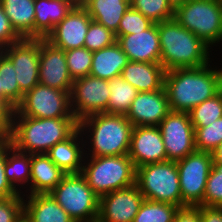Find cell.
Here are the masks:
<instances>
[{
    "instance_id": "1",
    "label": "cell",
    "mask_w": 222,
    "mask_h": 222,
    "mask_svg": "<svg viewBox=\"0 0 222 222\" xmlns=\"http://www.w3.org/2000/svg\"><path fill=\"white\" fill-rule=\"evenodd\" d=\"M217 67L209 63L197 68L166 71L164 88L170 110L189 113L195 106L218 94L222 85V67Z\"/></svg>"
},
{
    "instance_id": "2",
    "label": "cell",
    "mask_w": 222,
    "mask_h": 222,
    "mask_svg": "<svg viewBox=\"0 0 222 222\" xmlns=\"http://www.w3.org/2000/svg\"><path fill=\"white\" fill-rule=\"evenodd\" d=\"M79 128L75 117L33 118L13 112L12 128L6 139L15 149L28 154L46 153Z\"/></svg>"
},
{
    "instance_id": "3",
    "label": "cell",
    "mask_w": 222,
    "mask_h": 222,
    "mask_svg": "<svg viewBox=\"0 0 222 222\" xmlns=\"http://www.w3.org/2000/svg\"><path fill=\"white\" fill-rule=\"evenodd\" d=\"M133 127L127 117L121 114L104 112L81 119L79 129L84 138L85 156L128 154Z\"/></svg>"
},
{
    "instance_id": "4",
    "label": "cell",
    "mask_w": 222,
    "mask_h": 222,
    "mask_svg": "<svg viewBox=\"0 0 222 222\" xmlns=\"http://www.w3.org/2000/svg\"><path fill=\"white\" fill-rule=\"evenodd\" d=\"M157 27L161 46L160 63L165 71L197 68L212 62L211 48L182 27L175 18L157 23Z\"/></svg>"
},
{
    "instance_id": "5",
    "label": "cell",
    "mask_w": 222,
    "mask_h": 222,
    "mask_svg": "<svg viewBox=\"0 0 222 222\" xmlns=\"http://www.w3.org/2000/svg\"><path fill=\"white\" fill-rule=\"evenodd\" d=\"M81 174L99 197L136 183V167L128 154L85 156Z\"/></svg>"
},
{
    "instance_id": "6",
    "label": "cell",
    "mask_w": 222,
    "mask_h": 222,
    "mask_svg": "<svg viewBox=\"0 0 222 222\" xmlns=\"http://www.w3.org/2000/svg\"><path fill=\"white\" fill-rule=\"evenodd\" d=\"M136 185L144 199L187 206L182 201L175 161L150 163L136 168Z\"/></svg>"
},
{
    "instance_id": "7",
    "label": "cell",
    "mask_w": 222,
    "mask_h": 222,
    "mask_svg": "<svg viewBox=\"0 0 222 222\" xmlns=\"http://www.w3.org/2000/svg\"><path fill=\"white\" fill-rule=\"evenodd\" d=\"M174 18L212 50H214V46L221 43L222 7L220 0H190L174 11Z\"/></svg>"
},
{
    "instance_id": "8",
    "label": "cell",
    "mask_w": 222,
    "mask_h": 222,
    "mask_svg": "<svg viewBox=\"0 0 222 222\" xmlns=\"http://www.w3.org/2000/svg\"><path fill=\"white\" fill-rule=\"evenodd\" d=\"M50 194L75 222L97 221L99 196L81 173L66 174Z\"/></svg>"
},
{
    "instance_id": "9",
    "label": "cell",
    "mask_w": 222,
    "mask_h": 222,
    "mask_svg": "<svg viewBox=\"0 0 222 222\" xmlns=\"http://www.w3.org/2000/svg\"><path fill=\"white\" fill-rule=\"evenodd\" d=\"M15 111L33 118L75 117L71 112L70 93L41 83L24 94Z\"/></svg>"
},
{
    "instance_id": "10",
    "label": "cell",
    "mask_w": 222,
    "mask_h": 222,
    "mask_svg": "<svg viewBox=\"0 0 222 222\" xmlns=\"http://www.w3.org/2000/svg\"><path fill=\"white\" fill-rule=\"evenodd\" d=\"M176 164L182 201L188 206L203 205L207 178L213 165L212 153L196 150Z\"/></svg>"
},
{
    "instance_id": "11",
    "label": "cell",
    "mask_w": 222,
    "mask_h": 222,
    "mask_svg": "<svg viewBox=\"0 0 222 222\" xmlns=\"http://www.w3.org/2000/svg\"><path fill=\"white\" fill-rule=\"evenodd\" d=\"M110 90L109 81L92 75L73 80L70 93L71 112L81 119L107 110Z\"/></svg>"
},
{
    "instance_id": "12",
    "label": "cell",
    "mask_w": 222,
    "mask_h": 222,
    "mask_svg": "<svg viewBox=\"0 0 222 222\" xmlns=\"http://www.w3.org/2000/svg\"><path fill=\"white\" fill-rule=\"evenodd\" d=\"M158 127L167 160L177 162L196 151L195 130L189 113L170 111Z\"/></svg>"
},
{
    "instance_id": "13",
    "label": "cell",
    "mask_w": 222,
    "mask_h": 222,
    "mask_svg": "<svg viewBox=\"0 0 222 222\" xmlns=\"http://www.w3.org/2000/svg\"><path fill=\"white\" fill-rule=\"evenodd\" d=\"M3 53L13 64L23 94L39 83L40 38H22L3 48Z\"/></svg>"
},
{
    "instance_id": "14",
    "label": "cell",
    "mask_w": 222,
    "mask_h": 222,
    "mask_svg": "<svg viewBox=\"0 0 222 222\" xmlns=\"http://www.w3.org/2000/svg\"><path fill=\"white\" fill-rule=\"evenodd\" d=\"M144 197L135 184L99 197L96 222H133Z\"/></svg>"
},
{
    "instance_id": "15",
    "label": "cell",
    "mask_w": 222,
    "mask_h": 222,
    "mask_svg": "<svg viewBox=\"0 0 222 222\" xmlns=\"http://www.w3.org/2000/svg\"><path fill=\"white\" fill-rule=\"evenodd\" d=\"M91 20L92 18L84 6L75 5L45 40L64 51L84 47Z\"/></svg>"
},
{
    "instance_id": "16",
    "label": "cell",
    "mask_w": 222,
    "mask_h": 222,
    "mask_svg": "<svg viewBox=\"0 0 222 222\" xmlns=\"http://www.w3.org/2000/svg\"><path fill=\"white\" fill-rule=\"evenodd\" d=\"M39 83L71 93L73 79L70 76L65 51L40 38Z\"/></svg>"
},
{
    "instance_id": "17",
    "label": "cell",
    "mask_w": 222,
    "mask_h": 222,
    "mask_svg": "<svg viewBox=\"0 0 222 222\" xmlns=\"http://www.w3.org/2000/svg\"><path fill=\"white\" fill-rule=\"evenodd\" d=\"M128 155L136 168L166 161V150L159 127L134 126Z\"/></svg>"
},
{
    "instance_id": "18",
    "label": "cell",
    "mask_w": 222,
    "mask_h": 222,
    "mask_svg": "<svg viewBox=\"0 0 222 222\" xmlns=\"http://www.w3.org/2000/svg\"><path fill=\"white\" fill-rule=\"evenodd\" d=\"M170 111L163 87L152 92H138L125 116L133 126H158Z\"/></svg>"
},
{
    "instance_id": "19",
    "label": "cell",
    "mask_w": 222,
    "mask_h": 222,
    "mask_svg": "<svg viewBox=\"0 0 222 222\" xmlns=\"http://www.w3.org/2000/svg\"><path fill=\"white\" fill-rule=\"evenodd\" d=\"M116 38L129 61L160 63L161 46L157 24L153 23L145 31Z\"/></svg>"
},
{
    "instance_id": "20",
    "label": "cell",
    "mask_w": 222,
    "mask_h": 222,
    "mask_svg": "<svg viewBox=\"0 0 222 222\" xmlns=\"http://www.w3.org/2000/svg\"><path fill=\"white\" fill-rule=\"evenodd\" d=\"M84 138L78 128L69 138L58 142L45 154L66 174L81 173L85 157Z\"/></svg>"
},
{
    "instance_id": "21",
    "label": "cell",
    "mask_w": 222,
    "mask_h": 222,
    "mask_svg": "<svg viewBox=\"0 0 222 222\" xmlns=\"http://www.w3.org/2000/svg\"><path fill=\"white\" fill-rule=\"evenodd\" d=\"M165 72L161 63L129 61L120 76L138 92H152L164 87Z\"/></svg>"
},
{
    "instance_id": "22",
    "label": "cell",
    "mask_w": 222,
    "mask_h": 222,
    "mask_svg": "<svg viewBox=\"0 0 222 222\" xmlns=\"http://www.w3.org/2000/svg\"><path fill=\"white\" fill-rule=\"evenodd\" d=\"M23 199L28 222H75L50 193L23 195Z\"/></svg>"
},
{
    "instance_id": "23",
    "label": "cell",
    "mask_w": 222,
    "mask_h": 222,
    "mask_svg": "<svg viewBox=\"0 0 222 222\" xmlns=\"http://www.w3.org/2000/svg\"><path fill=\"white\" fill-rule=\"evenodd\" d=\"M75 5L72 0H35L34 38L45 39Z\"/></svg>"
},
{
    "instance_id": "24",
    "label": "cell",
    "mask_w": 222,
    "mask_h": 222,
    "mask_svg": "<svg viewBox=\"0 0 222 222\" xmlns=\"http://www.w3.org/2000/svg\"><path fill=\"white\" fill-rule=\"evenodd\" d=\"M29 195L48 194L64 178L66 173L45 154H31Z\"/></svg>"
},
{
    "instance_id": "25",
    "label": "cell",
    "mask_w": 222,
    "mask_h": 222,
    "mask_svg": "<svg viewBox=\"0 0 222 222\" xmlns=\"http://www.w3.org/2000/svg\"><path fill=\"white\" fill-rule=\"evenodd\" d=\"M30 169H31V154L24 153L15 149L12 145H10V143L7 140H5L4 171L6 179L10 182V184L19 194L29 195V182L31 176Z\"/></svg>"
},
{
    "instance_id": "26",
    "label": "cell",
    "mask_w": 222,
    "mask_h": 222,
    "mask_svg": "<svg viewBox=\"0 0 222 222\" xmlns=\"http://www.w3.org/2000/svg\"><path fill=\"white\" fill-rule=\"evenodd\" d=\"M128 62L127 55L116 41L110 46L93 52L89 75L109 81L120 76Z\"/></svg>"
},
{
    "instance_id": "27",
    "label": "cell",
    "mask_w": 222,
    "mask_h": 222,
    "mask_svg": "<svg viewBox=\"0 0 222 222\" xmlns=\"http://www.w3.org/2000/svg\"><path fill=\"white\" fill-rule=\"evenodd\" d=\"M130 6V0H89L84 5L92 20L115 34L122 16Z\"/></svg>"
},
{
    "instance_id": "28",
    "label": "cell",
    "mask_w": 222,
    "mask_h": 222,
    "mask_svg": "<svg viewBox=\"0 0 222 222\" xmlns=\"http://www.w3.org/2000/svg\"><path fill=\"white\" fill-rule=\"evenodd\" d=\"M12 27L22 38H34L35 0H0Z\"/></svg>"
},
{
    "instance_id": "29",
    "label": "cell",
    "mask_w": 222,
    "mask_h": 222,
    "mask_svg": "<svg viewBox=\"0 0 222 222\" xmlns=\"http://www.w3.org/2000/svg\"><path fill=\"white\" fill-rule=\"evenodd\" d=\"M109 102L105 113L126 115L138 93L137 89L121 76L109 80Z\"/></svg>"
},
{
    "instance_id": "30",
    "label": "cell",
    "mask_w": 222,
    "mask_h": 222,
    "mask_svg": "<svg viewBox=\"0 0 222 222\" xmlns=\"http://www.w3.org/2000/svg\"><path fill=\"white\" fill-rule=\"evenodd\" d=\"M0 83L2 100L15 110L24 94L20 91L12 62L3 52L0 55Z\"/></svg>"
},
{
    "instance_id": "31",
    "label": "cell",
    "mask_w": 222,
    "mask_h": 222,
    "mask_svg": "<svg viewBox=\"0 0 222 222\" xmlns=\"http://www.w3.org/2000/svg\"><path fill=\"white\" fill-rule=\"evenodd\" d=\"M178 206L144 199L133 222H173Z\"/></svg>"
},
{
    "instance_id": "32",
    "label": "cell",
    "mask_w": 222,
    "mask_h": 222,
    "mask_svg": "<svg viewBox=\"0 0 222 222\" xmlns=\"http://www.w3.org/2000/svg\"><path fill=\"white\" fill-rule=\"evenodd\" d=\"M189 116L193 127L209 126L222 117V91L195 106Z\"/></svg>"
},
{
    "instance_id": "33",
    "label": "cell",
    "mask_w": 222,
    "mask_h": 222,
    "mask_svg": "<svg viewBox=\"0 0 222 222\" xmlns=\"http://www.w3.org/2000/svg\"><path fill=\"white\" fill-rule=\"evenodd\" d=\"M130 5L155 24L174 18L168 0H130Z\"/></svg>"
},
{
    "instance_id": "34",
    "label": "cell",
    "mask_w": 222,
    "mask_h": 222,
    "mask_svg": "<svg viewBox=\"0 0 222 222\" xmlns=\"http://www.w3.org/2000/svg\"><path fill=\"white\" fill-rule=\"evenodd\" d=\"M197 151L213 153L222 142V117L211 125L194 127Z\"/></svg>"
},
{
    "instance_id": "35",
    "label": "cell",
    "mask_w": 222,
    "mask_h": 222,
    "mask_svg": "<svg viewBox=\"0 0 222 222\" xmlns=\"http://www.w3.org/2000/svg\"><path fill=\"white\" fill-rule=\"evenodd\" d=\"M93 52L85 47L65 51V58L73 80L88 76L92 67Z\"/></svg>"
},
{
    "instance_id": "36",
    "label": "cell",
    "mask_w": 222,
    "mask_h": 222,
    "mask_svg": "<svg viewBox=\"0 0 222 222\" xmlns=\"http://www.w3.org/2000/svg\"><path fill=\"white\" fill-rule=\"evenodd\" d=\"M117 41L115 33L108 30L102 24L91 20L89 25L84 47L91 52L98 51L104 47L110 46Z\"/></svg>"
},
{
    "instance_id": "37",
    "label": "cell",
    "mask_w": 222,
    "mask_h": 222,
    "mask_svg": "<svg viewBox=\"0 0 222 222\" xmlns=\"http://www.w3.org/2000/svg\"><path fill=\"white\" fill-rule=\"evenodd\" d=\"M203 206L222 207V167L212 165L207 178Z\"/></svg>"
},
{
    "instance_id": "38",
    "label": "cell",
    "mask_w": 222,
    "mask_h": 222,
    "mask_svg": "<svg viewBox=\"0 0 222 222\" xmlns=\"http://www.w3.org/2000/svg\"><path fill=\"white\" fill-rule=\"evenodd\" d=\"M153 23L131 6L122 16L116 36L136 34L147 30Z\"/></svg>"
},
{
    "instance_id": "39",
    "label": "cell",
    "mask_w": 222,
    "mask_h": 222,
    "mask_svg": "<svg viewBox=\"0 0 222 222\" xmlns=\"http://www.w3.org/2000/svg\"><path fill=\"white\" fill-rule=\"evenodd\" d=\"M23 195L0 199V222H18L24 217Z\"/></svg>"
},
{
    "instance_id": "40",
    "label": "cell",
    "mask_w": 222,
    "mask_h": 222,
    "mask_svg": "<svg viewBox=\"0 0 222 222\" xmlns=\"http://www.w3.org/2000/svg\"><path fill=\"white\" fill-rule=\"evenodd\" d=\"M21 39L22 37L12 27L0 2V47L3 49Z\"/></svg>"
},
{
    "instance_id": "41",
    "label": "cell",
    "mask_w": 222,
    "mask_h": 222,
    "mask_svg": "<svg viewBox=\"0 0 222 222\" xmlns=\"http://www.w3.org/2000/svg\"><path fill=\"white\" fill-rule=\"evenodd\" d=\"M5 141L0 145V199L19 196L5 175Z\"/></svg>"
},
{
    "instance_id": "42",
    "label": "cell",
    "mask_w": 222,
    "mask_h": 222,
    "mask_svg": "<svg viewBox=\"0 0 222 222\" xmlns=\"http://www.w3.org/2000/svg\"><path fill=\"white\" fill-rule=\"evenodd\" d=\"M14 110L0 99V134L7 139L11 132Z\"/></svg>"
},
{
    "instance_id": "43",
    "label": "cell",
    "mask_w": 222,
    "mask_h": 222,
    "mask_svg": "<svg viewBox=\"0 0 222 222\" xmlns=\"http://www.w3.org/2000/svg\"><path fill=\"white\" fill-rule=\"evenodd\" d=\"M173 222H202L201 208L188 205L179 207Z\"/></svg>"
},
{
    "instance_id": "44",
    "label": "cell",
    "mask_w": 222,
    "mask_h": 222,
    "mask_svg": "<svg viewBox=\"0 0 222 222\" xmlns=\"http://www.w3.org/2000/svg\"><path fill=\"white\" fill-rule=\"evenodd\" d=\"M198 206L201 208L202 222H222V207Z\"/></svg>"
},
{
    "instance_id": "45",
    "label": "cell",
    "mask_w": 222,
    "mask_h": 222,
    "mask_svg": "<svg viewBox=\"0 0 222 222\" xmlns=\"http://www.w3.org/2000/svg\"><path fill=\"white\" fill-rule=\"evenodd\" d=\"M213 164L222 167V142L218 148L212 153Z\"/></svg>"
},
{
    "instance_id": "46",
    "label": "cell",
    "mask_w": 222,
    "mask_h": 222,
    "mask_svg": "<svg viewBox=\"0 0 222 222\" xmlns=\"http://www.w3.org/2000/svg\"><path fill=\"white\" fill-rule=\"evenodd\" d=\"M190 0H168V4L175 11L178 7L182 6L185 2Z\"/></svg>"
},
{
    "instance_id": "47",
    "label": "cell",
    "mask_w": 222,
    "mask_h": 222,
    "mask_svg": "<svg viewBox=\"0 0 222 222\" xmlns=\"http://www.w3.org/2000/svg\"><path fill=\"white\" fill-rule=\"evenodd\" d=\"M89 0H76V5L84 6Z\"/></svg>"
},
{
    "instance_id": "48",
    "label": "cell",
    "mask_w": 222,
    "mask_h": 222,
    "mask_svg": "<svg viewBox=\"0 0 222 222\" xmlns=\"http://www.w3.org/2000/svg\"><path fill=\"white\" fill-rule=\"evenodd\" d=\"M6 139L0 134V145L5 141Z\"/></svg>"
},
{
    "instance_id": "49",
    "label": "cell",
    "mask_w": 222,
    "mask_h": 222,
    "mask_svg": "<svg viewBox=\"0 0 222 222\" xmlns=\"http://www.w3.org/2000/svg\"><path fill=\"white\" fill-rule=\"evenodd\" d=\"M0 99L2 100V88H1V83H0Z\"/></svg>"
},
{
    "instance_id": "50",
    "label": "cell",
    "mask_w": 222,
    "mask_h": 222,
    "mask_svg": "<svg viewBox=\"0 0 222 222\" xmlns=\"http://www.w3.org/2000/svg\"><path fill=\"white\" fill-rule=\"evenodd\" d=\"M18 222H28L24 217L21 219V220H19Z\"/></svg>"
},
{
    "instance_id": "51",
    "label": "cell",
    "mask_w": 222,
    "mask_h": 222,
    "mask_svg": "<svg viewBox=\"0 0 222 222\" xmlns=\"http://www.w3.org/2000/svg\"><path fill=\"white\" fill-rule=\"evenodd\" d=\"M2 52H3V49L0 47V55L2 54Z\"/></svg>"
}]
</instances>
